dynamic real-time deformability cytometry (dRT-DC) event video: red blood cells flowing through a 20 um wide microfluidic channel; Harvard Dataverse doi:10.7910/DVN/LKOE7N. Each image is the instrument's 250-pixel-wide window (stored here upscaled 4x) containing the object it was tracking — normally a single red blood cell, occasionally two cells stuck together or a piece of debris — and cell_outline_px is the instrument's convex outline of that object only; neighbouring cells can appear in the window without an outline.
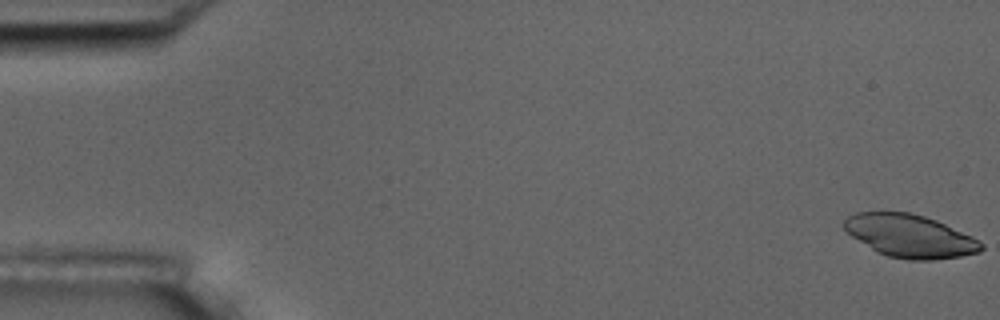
{"species": "common noctule bat (a hibernating species)", "species_latin": "Nyctalus noctula", "temperature_condition": "room temperature", "stored_images_in_passage": 6, "camera_frame_rate_fps": 3000, "um_per_image_px": 0.085, "animal": {"sex": "male", "body_mass_g": 17.5, "forearm_length_mm": 52.3}, "frame": {"image": 1, "passage_image": 1, "time_ms": 0.0, "image_size_px": [1000, 320], "cell_outline_px": [[984, 248], [980, 252], [960, 256], [932, 260], [908, 260], [888, 256], [876, 252], [852, 236], [840, 224], [848, 216], [856, 212], [908, 212], [924, 216], [936, 220], [972, 236], [984, 244]], "centroid_in_image_um": [77.33, 20.06], "position_along_channel_um": 7.7, "area_um2": 34.28}}